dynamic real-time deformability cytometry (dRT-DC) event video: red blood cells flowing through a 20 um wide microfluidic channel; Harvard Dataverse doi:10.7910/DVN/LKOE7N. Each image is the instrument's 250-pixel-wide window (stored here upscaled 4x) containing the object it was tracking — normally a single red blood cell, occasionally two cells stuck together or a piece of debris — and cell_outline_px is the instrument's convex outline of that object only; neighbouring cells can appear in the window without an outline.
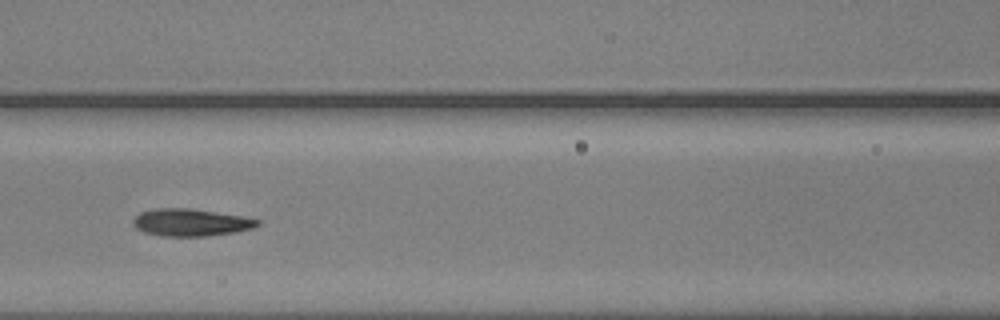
{"species": "common noctule bat (a hibernating species)", "species_latin": "Nyctalus noctula", "temperature_condition": "warm", "stored_images_in_passage": 19, "camera_frame_rate_fps": 3000, "um_per_image_px": 0.085, "animal": {"sex": "male", "body_mass_g": 20.5, "forearm_length_mm": 52.5}, "frame": {"image": 1, "passage_image": 9, "time_ms": 2.667, "image_size_px": [1000, 320], "cell_outline_px": [[260, 224], [252, 228], [236, 232], [208, 236], [160, 236], [144, 232], [136, 228], [132, 224], [132, 220], [140, 212], [156, 208], [188, 208], [244, 216], [260, 220]], "centroid_in_image_um": [16.21, 18.91], "position_along_channel_um": 150.4, "area_um2": 19.88}}
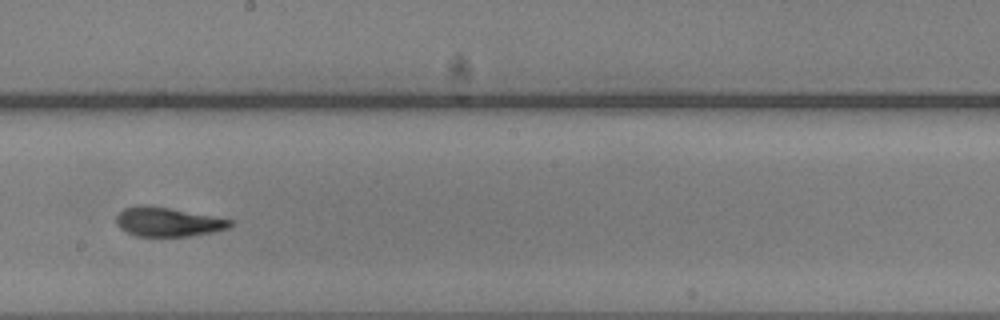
{"frame": {"image": 2, "passage_image": 16, "time_ms": 5.0, "image_size_px": [1000, 320], "cell_outline_px": [[232, 224], [228, 228], [212, 232], [188, 236], [136, 236], [120, 228], [116, 224], [116, 216], [124, 208], [140, 204], [144, 204], [168, 208], [212, 216], [232, 220]], "centroid_in_image_um": [14.22, 18.86], "position_along_channel_um": 234.0, "area_um2": 19.13}}